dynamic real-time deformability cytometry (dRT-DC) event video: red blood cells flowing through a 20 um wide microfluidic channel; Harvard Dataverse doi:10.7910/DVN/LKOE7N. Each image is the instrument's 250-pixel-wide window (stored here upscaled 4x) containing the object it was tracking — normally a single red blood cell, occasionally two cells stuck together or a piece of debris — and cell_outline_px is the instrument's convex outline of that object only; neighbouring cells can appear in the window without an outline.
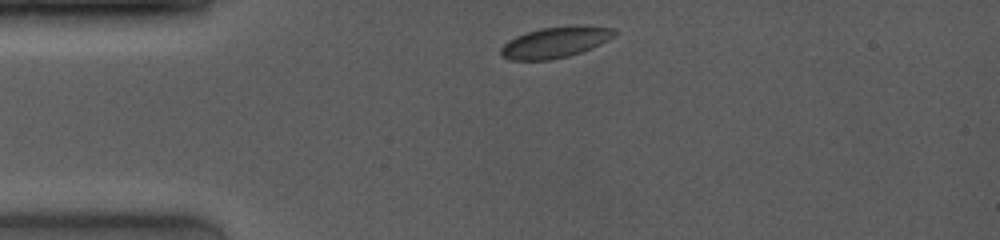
{"species": "common noctule bat (a hibernating species)", "species_latin": "Nyctalus noctula", "temperature_condition": "room temperature", "stored_images_in_passage": 16, "camera_frame_rate_fps": 4000, "um_per_image_px": 0.085, "animal": {"sex": "female", "body_mass_g": 19.0, "forearm_length_mm": 53.3}, "frame": {"image": 1, "passage_image": 1, "time_ms": 0.0, "image_size_px": [1000, 240], "cell_outline_px": [[616, 36], [600, 44], [580, 52], [568, 56], [552, 60], [508, 60], [500, 56], [500, 48], [508, 40], [516, 36], [540, 28], [580, 24], [584, 24], [616, 28]], "centroid_in_image_um": [47.22, 3.58], "position_along_channel_um": 37.8, "area_um2": 20.87}}
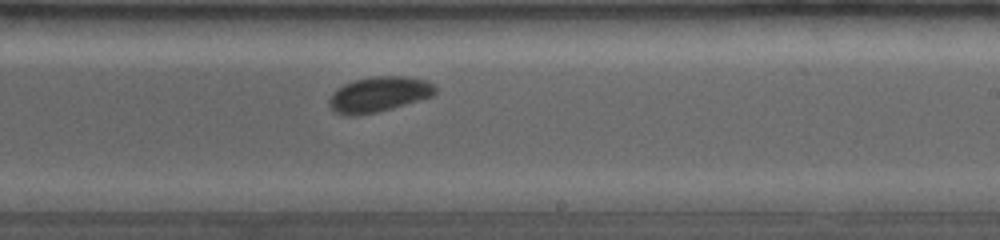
{"frame": {"image": 2, "passage_image": 10, "time_ms": 6.25, "image_size_px": [1000, 240], "cell_outline_px": [[436, 92], [432, 96], [376, 112], [356, 116], [344, 116], [336, 112], [328, 104], [328, 100], [332, 92], [344, 84], [356, 80], [372, 76], [400, 76], [428, 80], [436, 88]], "centroid_in_image_um": [32.16, 8.02], "position_along_channel_um": 256.8, "area_um2": 21.62}}
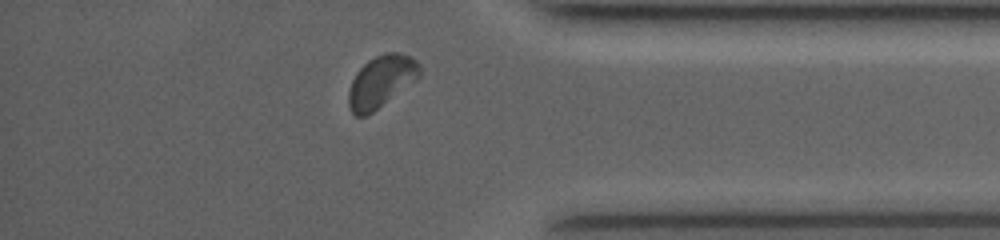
{"frame": {"image": 3, "passage_image": 15, "time_ms": 10.0, "image_size_px": [1000, 240], "cell_outline_px": [[420, 76], [416, 80], [368, 116], [356, 116], [352, 112], [348, 104], [348, 92], [352, 80], [356, 72], [368, 60], [384, 52], [400, 52], [412, 56], [420, 64]], "centroid_in_image_um": [32.41, 6.91], "position_along_channel_um": 402.8, "area_um2": 21.68}, "authors_computed_cell_mechanics": {"area_um2": 21.3282, "velocity_mm_per_s": 4.0166, "shape_relaxation_time_tau1_ms": 0.8467, "shape_relaxation_time_tau2_ms": null, "deformation_change_tau1": 0.0316, "deformation_change_tau2": null}}